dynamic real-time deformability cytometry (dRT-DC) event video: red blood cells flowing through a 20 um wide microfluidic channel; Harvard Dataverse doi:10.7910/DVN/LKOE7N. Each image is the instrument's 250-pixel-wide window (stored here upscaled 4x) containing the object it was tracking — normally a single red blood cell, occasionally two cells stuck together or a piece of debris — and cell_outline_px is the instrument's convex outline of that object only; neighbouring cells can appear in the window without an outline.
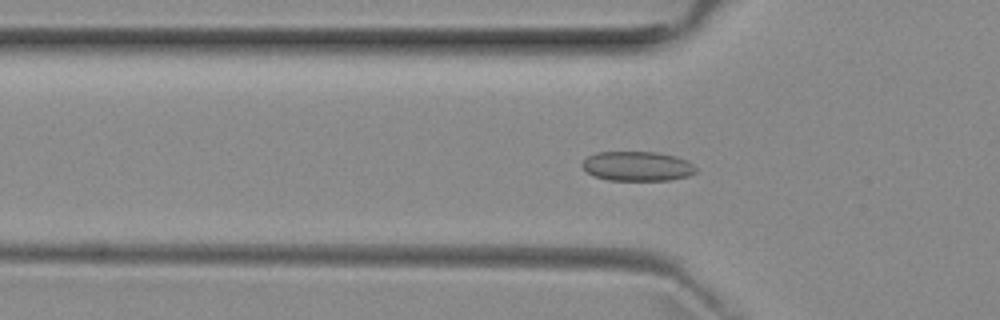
{"species": "common noctule bat (a hibernating species)", "species_latin": "Nyctalus noctula", "temperature_condition": "room temperature", "stored_images_in_passage": 52, "camera_frame_rate_fps": 3000, "um_per_image_px": 0.085, "animal": {"sex": "female", "body_mass_g": 29.2, "forearm_length_mm": 56.3}, "frame": {"image": 1, "passage_image": 17, "time_ms": 5.333, "image_size_px": [1000, 320], "cell_outline_px": [[696, 172], [688, 176], [668, 180], [608, 180], [592, 176], [580, 164], [588, 156], [596, 152], [656, 152], [676, 156], [688, 160], [696, 168]], "centroid_in_image_um": [54.16, 14.12], "position_along_channel_um": 71.6, "area_um2": 19.65}}
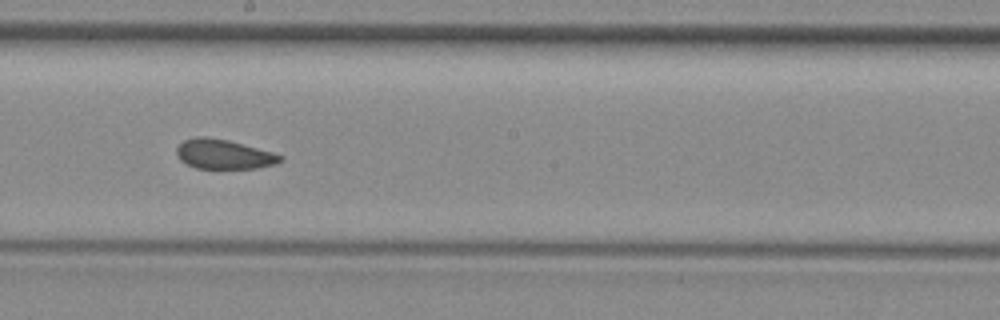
{"frame": {"image": 2, "passage_image": 29, "time_ms": 9.333, "image_size_px": [1000, 320], "cell_outline_px": [[284, 160], [276, 164], [256, 168], [196, 168], [180, 160], [176, 156], [176, 148], [184, 140], [196, 136], [204, 136], [228, 140], [272, 152], [284, 156]], "centroid_in_image_um": [19.02, 13.11], "position_along_channel_um": 229.2, "area_um2": 17.86}}
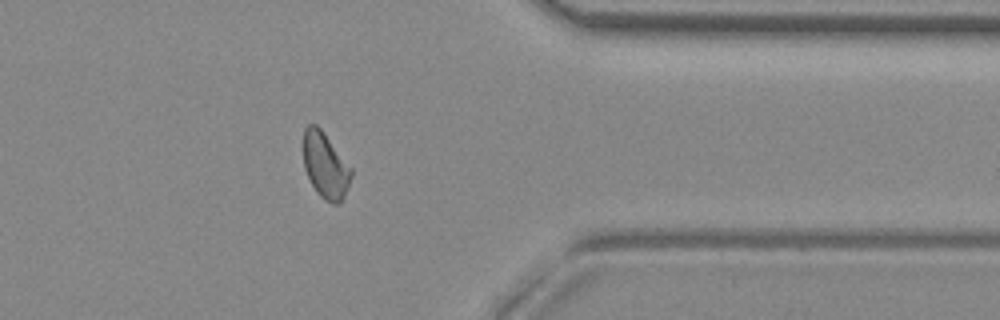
{"frame": {"image": 3, "passage_image": 42, "time_ms": 13.667, "image_size_px": [1000, 320], "cell_outline_px": [[352, 176], [344, 196], [336, 204], [332, 204], [324, 200], [316, 192], [304, 168], [304, 128], [308, 124], [316, 124], [320, 128], [352, 168]], "centroid_in_image_um": [27.65, 14.07], "position_along_channel_um": 383.7, "area_um2": 18.15}, "authors_computed_cell_mechanics": {"area_um2": 18.785, "velocity_mm_per_s": 3.9277, "shape_relaxation_time_tau1_ms": null, "shape_relaxation_time_tau2_ms": 1.6507, "deformation_change_tau1": null, "deformation_change_tau2": 0.0718}}